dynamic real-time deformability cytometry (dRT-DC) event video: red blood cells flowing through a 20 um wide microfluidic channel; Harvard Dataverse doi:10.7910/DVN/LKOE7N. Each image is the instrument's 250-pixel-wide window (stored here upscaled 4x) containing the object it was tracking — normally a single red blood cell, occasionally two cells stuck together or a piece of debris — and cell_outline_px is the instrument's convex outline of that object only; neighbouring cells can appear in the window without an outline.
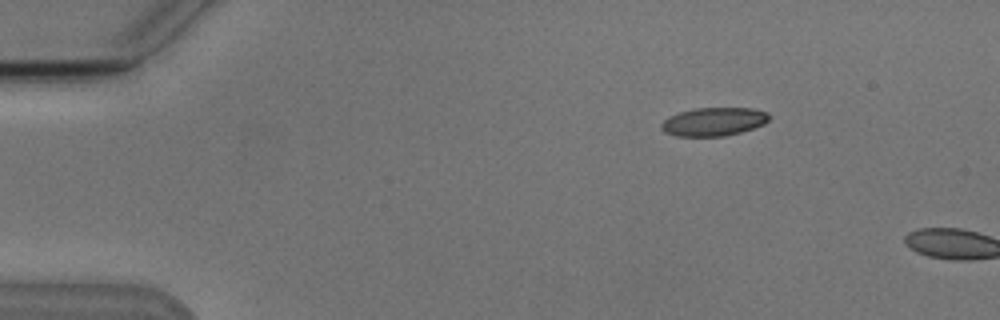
{"species": "Egyptian fruit bat (a non-hibernating species)", "species_latin": "Rousettus aegyptiacus", "temperature_condition": "cold", "stored_images_in_passage": 3, "camera_frame_rate_fps": 3000, "um_per_image_px": 0.085, "animal": {"sex": "male"}, "frame": {"image": 1, "passage_image": 2, "time_ms": 2.0, "image_size_px": [1000, 320], "cell_outline_px": [[772, 116], [764, 124], [740, 132], [724, 136], [676, 136], [664, 132], [660, 128], [660, 124], [668, 116], [692, 108], [752, 108], [768, 112]], "centroid_in_image_um": [60.65, 10.33], "position_along_channel_um": 24.3, "area_um2": 17.98}}